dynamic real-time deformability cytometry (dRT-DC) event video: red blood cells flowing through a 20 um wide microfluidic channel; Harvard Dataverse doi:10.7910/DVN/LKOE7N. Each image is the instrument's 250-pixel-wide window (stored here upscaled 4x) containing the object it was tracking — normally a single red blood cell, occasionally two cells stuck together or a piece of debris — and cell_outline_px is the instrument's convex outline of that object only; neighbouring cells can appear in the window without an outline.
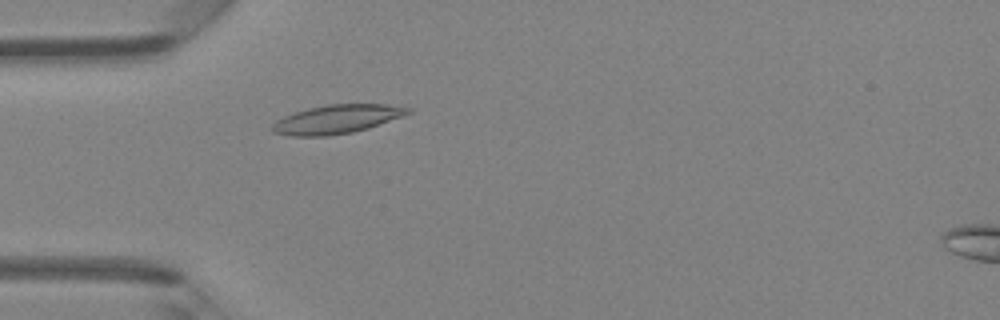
{"species": "Egyptian fruit bat (a non-hibernating species)", "species_latin": "Rousettus aegyptiacus", "temperature_condition": "room temperature", "stored_images_in_passage": 1, "camera_frame_rate_fps": 3000, "um_per_image_px": 0.085, "animal": {"sex": "female"}, "frame": {"image": 1, "passage_image": 1, "time_ms": 0.0, "image_size_px": [1000, 320], "cell_outline_px": [[412, 112], [404, 116], [368, 128], [352, 132], [328, 136], [292, 136], [272, 132], [272, 124], [276, 120], [284, 116], [308, 108], [328, 104], [384, 104], [412, 108]], "centroid_in_image_um": [28.65, 10.13], "position_along_channel_um": 56.4, "area_um2": 22.72}}